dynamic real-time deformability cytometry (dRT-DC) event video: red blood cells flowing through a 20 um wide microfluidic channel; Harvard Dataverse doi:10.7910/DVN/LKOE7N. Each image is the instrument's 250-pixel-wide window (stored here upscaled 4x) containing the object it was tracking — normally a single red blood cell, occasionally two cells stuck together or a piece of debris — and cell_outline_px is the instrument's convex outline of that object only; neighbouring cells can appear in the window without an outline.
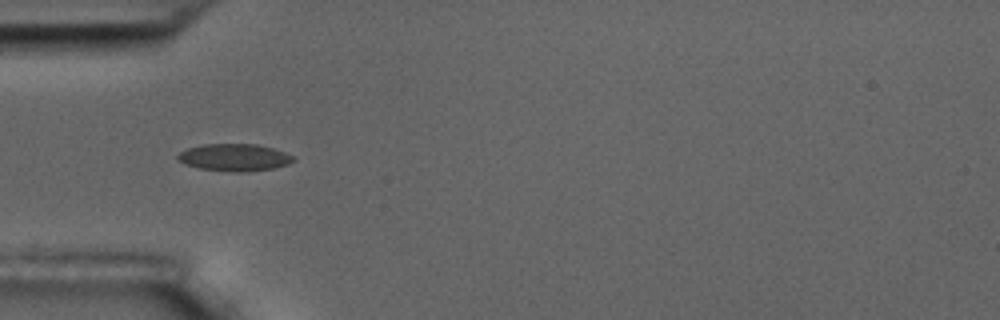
{"species": "common noctule bat (a hibernating species)", "species_latin": "Nyctalus noctula", "temperature_condition": "room temperature", "stored_images_in_passage": 39, "camera_frame_rate_fps": 3000, "um_per_image_px": 0.085, "animal": {"sex": "male", "body_mass_g": 17.5, "forearm_length_mm": 52.3}, "frame": {"image": 1, "passage_image": 1, "time_ms": 0.0, "image_size_px": [1000, 320], "cell_outline_px": [[296, 160], [288, 164], [272, 168], [248, 172], [232, 172], [200, 168], [184, 164], [176, 160], [176, 156], [180, 152], [188, 148], [204, 144], [256, 144], [272, 148], [284, 152], [292, 156]], "centroid_in_image_um": [19.89, 13.38], "position_along_channel_um": 65.1, "area_um2": 18.32}}
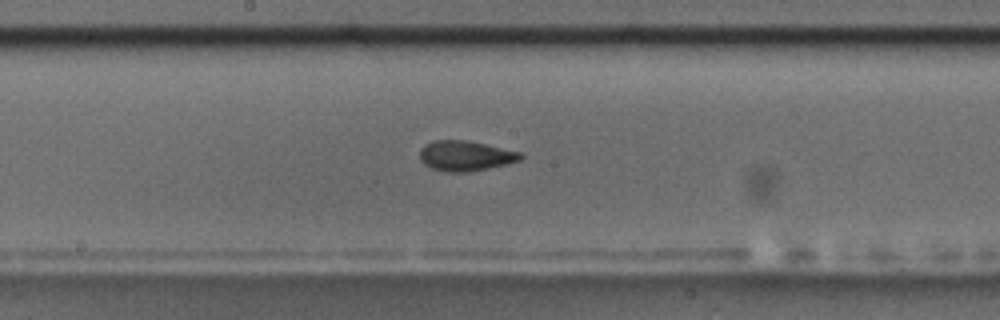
{"frame": {"image": 2, "passage_image": 13, "time_ms": 4.0, "image_size_px": [1000, 320], "cell_outline_px": [[524, 156], [520, 160], [488, 168], [468, 172], [444, 172], [432, 168], [424, 164], [420, 160], [420, 148], [424, 144], [432, 140], [464, 140], [484, 144], [520, 152]], "centroid_in_image_um": [39.51, 13.24], "position_along_channel_um": 208.7, "area_um2": 17.63}}
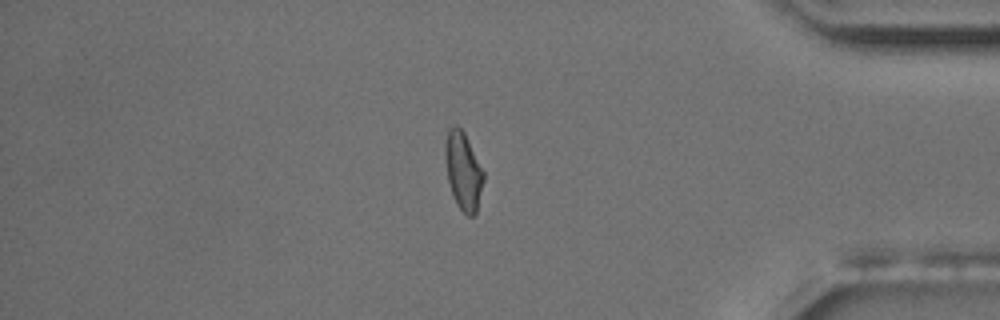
{"frame": {"image": 3, "passage_image": 31, "time_ms": 10.0, "image_size_px": [1000, 320], "cell_outline_px": [[484, 180], [476, 212], [472, 216], [468, 216], [456, 204], [452, 196], [448, 180], [444, 156], [444, 144], [448, 128], [456, 124], [464, 132], [484, 172]], "centroid_in_image_um": [39.35, 14.51], "position_along_channel_um": 395.8, "area_um2": 17.46}, "authors_computed_cell_mechanics": {"area_um2": 17.3978, "velocity_mm_per_s": 3.611, "shape_relaxation_time_tau1_ms": 4.0592, "shape_relaxation_time_tau2_ms": 1.6096, "deformation_change_tau1": 0.133, "deformation_change_tau2": 0.0762}}